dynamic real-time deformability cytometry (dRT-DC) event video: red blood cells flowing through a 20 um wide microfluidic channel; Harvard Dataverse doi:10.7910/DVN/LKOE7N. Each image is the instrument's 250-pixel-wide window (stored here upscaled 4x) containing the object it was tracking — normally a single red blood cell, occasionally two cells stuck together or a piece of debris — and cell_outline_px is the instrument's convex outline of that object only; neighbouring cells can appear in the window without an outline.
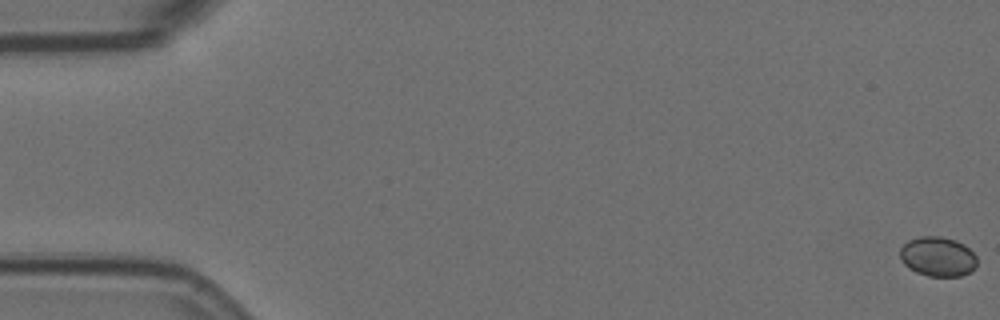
{"species": "Egyptian fruit bat (a non-hibernating species)", "species_latin": "Rousettus aegyptiacus", "temperature_condition": "room temperature", "stored_images_in_passage": 5, "camera_frame_rate_fps": 3000, "um_per_image_px": 0.085, "animal": {"sex": "female"}, "frame": {"image": 1, "passage_image": 1, "time_ms": 0.0, "image_size_px": [1000, 320], "cell_outline_px": [[976, 264], [972, 272], [960, 276], [928, 276], [916, 272], [908, 268], [900, 260], [900, 248], [908, 240], [920, 236], [940, 236], [956, 240], [964, 244], [976, 256]], "centroid_in_image_um": [79.69, 21.81], "position_along_channel_um": 5.3, "area_um2": 17.92}}
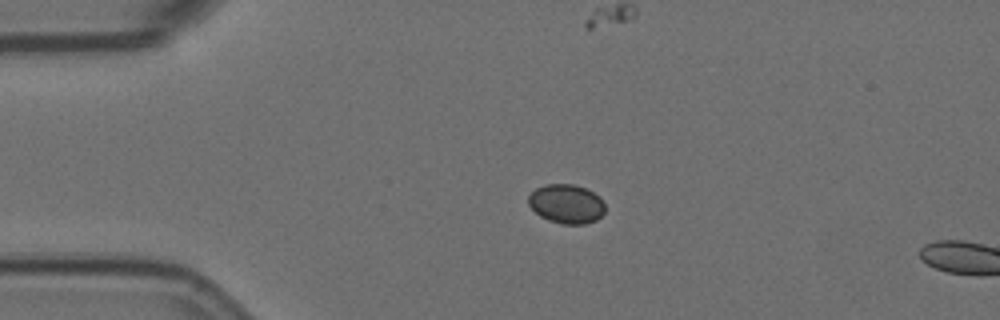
{"frame": {"image": 2, "passage_image": 4, "time_ms": 1.0, "image_size_px": [1000, 320], "cell_outline_px": [[604, 212], [596, 220], [584, 224], [560, 224], [548, 220], [540, 216], [528, 204], [528, 196], [536, 188], [548, 184], [572, 184], [584, 188], [600, 196], [604, 204]], "centroid_in_image_um": [48.14, 17.33], "position_along_channel_um": 36.9, "area_um2": 17.4}}